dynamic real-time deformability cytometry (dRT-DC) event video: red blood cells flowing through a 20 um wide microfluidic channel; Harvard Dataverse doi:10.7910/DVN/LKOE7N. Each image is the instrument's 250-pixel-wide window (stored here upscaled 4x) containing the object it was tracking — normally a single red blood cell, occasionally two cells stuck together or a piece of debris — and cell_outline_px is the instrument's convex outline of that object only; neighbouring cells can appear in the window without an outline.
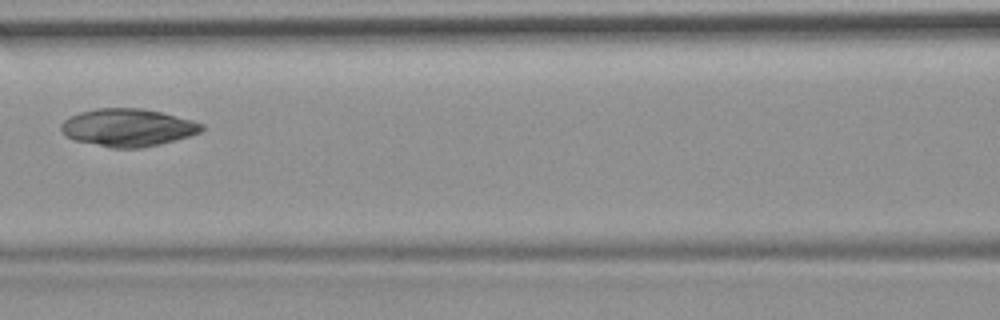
{"species": "common noctule bat (a hibernating species)", "species_latin": "Nyctalus noctula", "temperature_condition": "room temperature", "stored_images_in_passage": 7, "camera_frame_rate_fps": 3000, "um_per_image_px": 0.085, "animal": {"sex": "female", "body_mass_g": 19.9}, "frame": {"image": 1, "passage_image": 4, "time_ms": 4.333, "image_size_px": [1000, 320], "cell_outline_px": [[204, 128], [200, 132], [188, 136], [160, 144], [140, 148], [112, 148], [72, 140], [64, 136], [60, 128], [60, 124], [64, 120], [80, 112], [96, 108], [140, 108], [160, 112], [192, 120], [204, 124]], "centroid_in_image_um": [10.82, 10.85], "position_along_channel_um": 155.8, "area_um2": 30.87}}
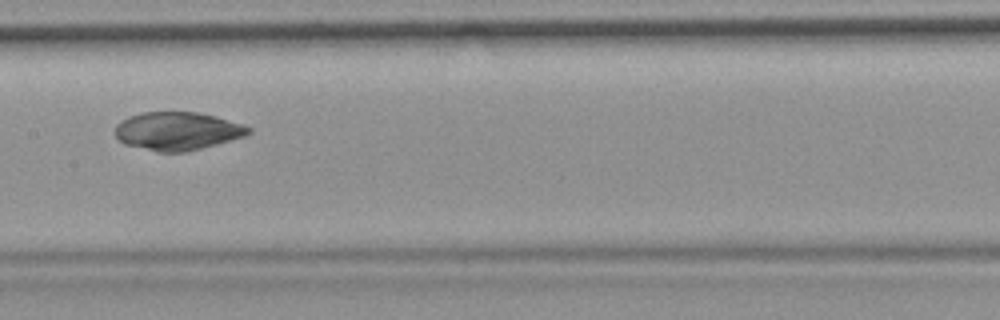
{"frame": {"image": 2, "passage_image": 5, "time_ms": 5.333, "image_size_px": [1000, 320], "cell_outline_px": [[252, 132], [244, 136], [188, 152], [156, 152], [124, 144], [116, 136], [116, 124], [120, 120], [128, 116], [144, 112], [200, 112], [216, 116], [244, 124], [252, 128]], "centroid_in_image_um": [15.09, 11.14], "position_along_channel_um": 192.3, "area_um2": 29.88}}